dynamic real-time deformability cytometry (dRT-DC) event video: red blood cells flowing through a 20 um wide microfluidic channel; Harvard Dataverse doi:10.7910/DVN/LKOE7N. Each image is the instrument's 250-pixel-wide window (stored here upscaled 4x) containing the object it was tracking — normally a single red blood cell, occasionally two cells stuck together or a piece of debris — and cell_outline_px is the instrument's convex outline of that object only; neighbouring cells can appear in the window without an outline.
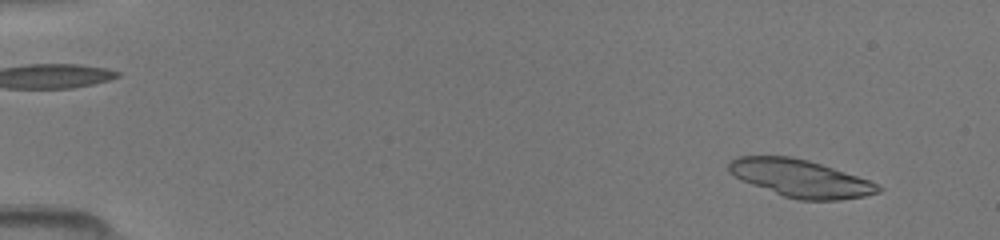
{"species": "common noctule bat (a hibernating species)", "species_latin": "Nyctalus noctula", "temperature_condition": "room temperature", "stored_images_in_passage": 48, "camera_frame_rate_fps": 3000, "um_per_image_px": 0.085, "animal": {"sex": "female", "body_mass_g": 19.5, "forearm_length_mm": 54.1}, "frame": {"image": 1, "passage_image": 3, "time_ms": 0.667, "image_size_px": [1000, 240], "cell_outline_px": [[884, 188], [880, 192], [864, 196], [840, 200], [796, 200], [784, 196], [752, 184], [728, 172], [728, 164], [736, 156], [788, 156], [808, 160], [868, 180]], "centroid_in_image_um": [68.04, 15.16], "position_along_channel_um": 17.0, "area_um2": 32.14}}
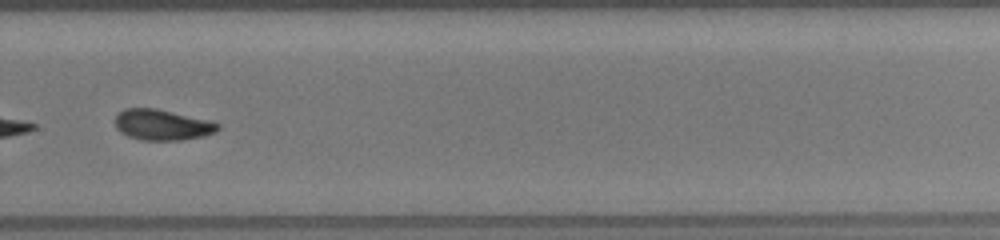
{"frame": {"image": 2, "passage_image": 34, "time_ms": 11.0, "image_size_px": [1000, 240], "cell_outline_px": [[220, 128], [216, 132], [204, 136], [180, 140], [140, 140], [128, 136], [120, 132], [116, 128], [116, 116], [124, 108], [156, 108], [208, 120], [220, 124]], "centroid_in_image_um": [13.79, 10.61], "position_along_channel_um": 316.0, "area_um2": 18.38}}
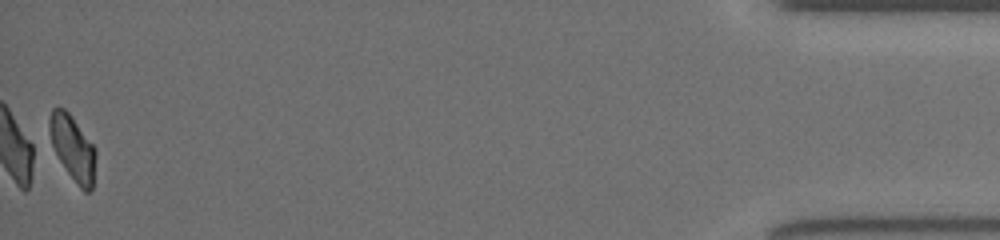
{"frame": {"image": 3, "passage_image": 48, "time_ms": 15.667, "image_size_px": [1000, 240], "cell_outline_px": [[96, 156], [92, 188], [88, 192], [84, 192], [80, 188], [68, 172], [48, 144], [48, 120], [52, 108], [64, 108], [72, 116], [96, 148]], "centroid_in_image_um": [6.14, 12.54], "position_along_channel_um": 429.1, "area_um2": 17.92}}